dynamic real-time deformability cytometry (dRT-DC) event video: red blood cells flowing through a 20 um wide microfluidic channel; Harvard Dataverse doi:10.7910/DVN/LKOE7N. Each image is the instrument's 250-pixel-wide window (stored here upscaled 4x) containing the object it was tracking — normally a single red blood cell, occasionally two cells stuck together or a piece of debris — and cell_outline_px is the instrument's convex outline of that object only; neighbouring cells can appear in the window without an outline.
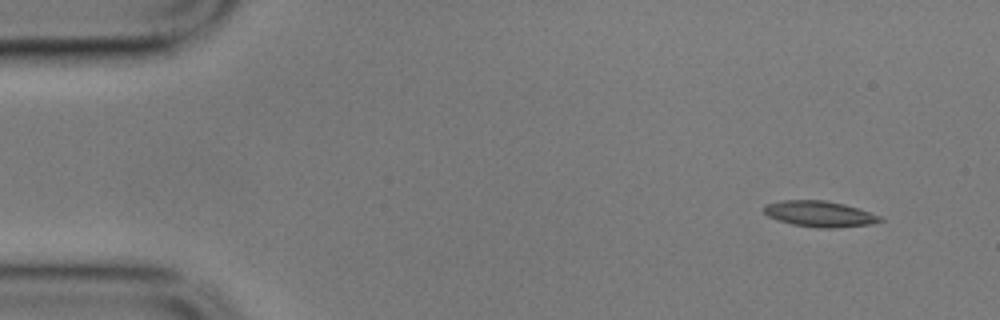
{"species": "common noctule bat (a hibernating species)", "species_latin": "Nyctalus noctula", "temperature_condition": "cold", "stored_images_in_passage": 13, "camera_frame_rate_fps": 3000, "um_per_image_px": 0.085, "animal": {"sex": "male", "body_mass_g": 17.9}, "frame": {"image": 1, "passage_image": 1, "time_ms": 0.0, "image_size_px": [1000, 320], "cell_outline_px": [[884, 220], [872, 224], [836, 228], [816, 228], [792, 224], [776, 220], [768, 216], [764, 212], [764, 204], [780, 200], [824, 200], [844, 204], [880, 216]], "centroid_in_image_um": [69.62, 18.18], "position_along_channel_um": 15.4, "area_um2": 17.57}}
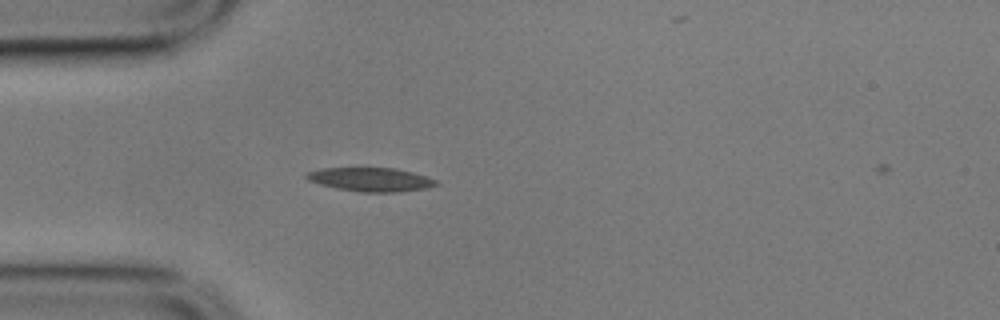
{"frame": {"image": 2, "passage_image": 12, "time_ms": 3.667, "image_size_px": [1000, 320], "cell_outline_px": [[440, 184], [428, 188], [396, 192], [360, 192], [336, 188], [320, 184], [308, 180], [304, 176], [308, 172], [320, 168], [396, 168], [428, 176], [436, 180]], "centroid_in_image_um": [31.54, 15.26], "position_along_channel_um": 53.5, "area_um2": 18.03}}